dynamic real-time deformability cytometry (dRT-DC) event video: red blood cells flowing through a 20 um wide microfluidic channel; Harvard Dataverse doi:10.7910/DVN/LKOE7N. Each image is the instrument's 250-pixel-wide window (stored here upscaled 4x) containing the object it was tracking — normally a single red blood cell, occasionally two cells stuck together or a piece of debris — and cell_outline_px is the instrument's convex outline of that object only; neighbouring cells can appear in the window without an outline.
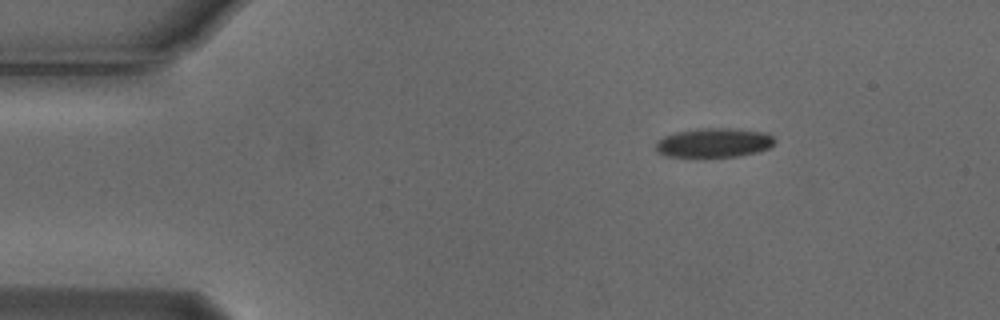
{"species": "Egyptian fruit bat (a non-hibernating species)", "species_latin": "Rousettus aegyptiacus", "temperature_condition": "cold", "stored_images_in_passage": 48, "camera_frame_rate_fps": 3000, "um_per_image_px": 0.085, "animal": {"sex": "male"}, "frame": {"image": 1, "passage_image": 1, "time_ms": 0.0, "image_size_px": [1000, 320], "cell_outline_px": [[776, 140], [768, 148], [756, 152], [736, 156], [668, 156], [660, 152], [656, 148], [656, 140], [664, 136], [676, 132], [696, 128], [728, 128], [764, 132], [772, 136]], "centroid_in_image_um": [60.67, 12.11], "position_along_channel_um": 24.3, "area_um2": 19.94}}
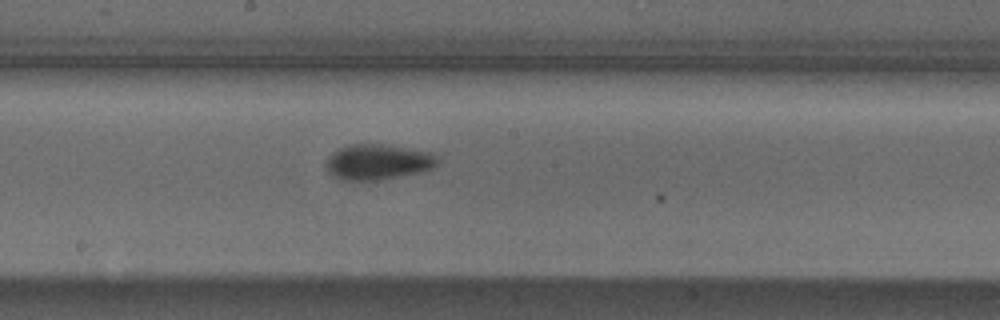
{"frame": {"image": 2, "passage_image": 22, "time_ms": 7.0, "image_size_px": [1000, 320], "cell_outline_px": [[436, 164], [432, 168], [416, 172], [376, 180], [344, 180], [332, 176], [328, 172], [324, 164], [328, 156], [332, 152], [348, 144], [380, 144], [432, 152], [436, 156]], "centroid_in_image_um": [32.03, 13.75], "position_along_channel_um": 216.2, "area_um2": 22.72}}
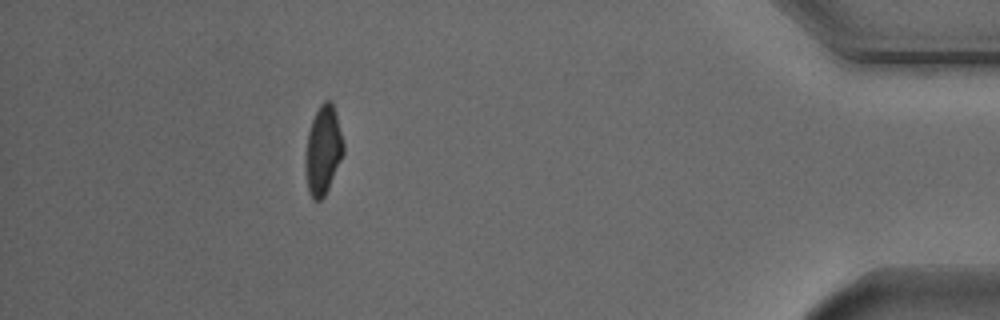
{"frame": {"image": 3, "passage_image": 42, "time_ms": 13.667, "image_size_px": [1000, 320], "cell_outline_px": [[344, 152], [328, 188], [324, 196], [320, 200], [312, 200], [308, 192], [304, 168], [304, 160], [308, 132], [312, 120], [320, 104], [324, 100], [332, 100], [344, 144]], "centroid_in_image_um": [27.43, 12.78], "position_along_channel_um": 407.8, "area_um2": 19.71}, "authors_computed_cell_mechanics": {"area_um2": 21.097, "velocity_mm_per_s": 3.7252, "shape_relaxation_time_tau1_ms": 4.4643, "shape_relaxation_time_tau2_ms": 11.3392, "deformation_change_tau1": 0.1362, "deformation_change_tau2": 0.118}}